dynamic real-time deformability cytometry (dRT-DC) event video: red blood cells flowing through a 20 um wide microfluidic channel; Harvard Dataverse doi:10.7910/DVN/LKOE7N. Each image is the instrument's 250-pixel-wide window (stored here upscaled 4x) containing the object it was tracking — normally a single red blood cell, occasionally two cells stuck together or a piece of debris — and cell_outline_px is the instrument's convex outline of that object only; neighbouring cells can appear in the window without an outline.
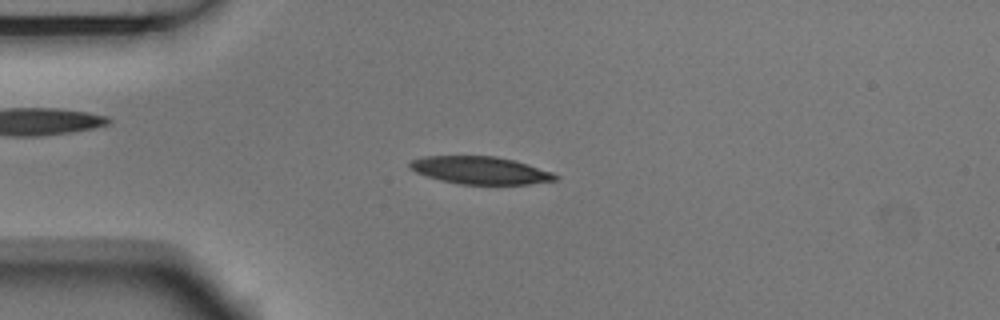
{"species": "Egyptian fruit bat (a non-hibernating species)", "species_latin": "Rousettus aegyptiacus", "temperature_condition": "room temperature", "stored_images_in_passage": 7, "camera_frame_rate_fps": 3000, "um_per_image_px": 0.085, "animal": {"sex": "male"}, "frame": {"image": 1, "passage_image": 2, "time_ms": 0.333, "image_size_px": [1000, 320], "cell_outline_px": [[560, 176], [556, 180], [528, 184], [460, 184], [440, 180], [416, 172], [408, 168], [408, 164], [412, 160], [424, 156], [496, 156], [512, 160], [552, 172]], "centroid_in_image_um": [40.79, 14.47], "position_along_channel_um": 44.2, "area_um2": 23.18}}
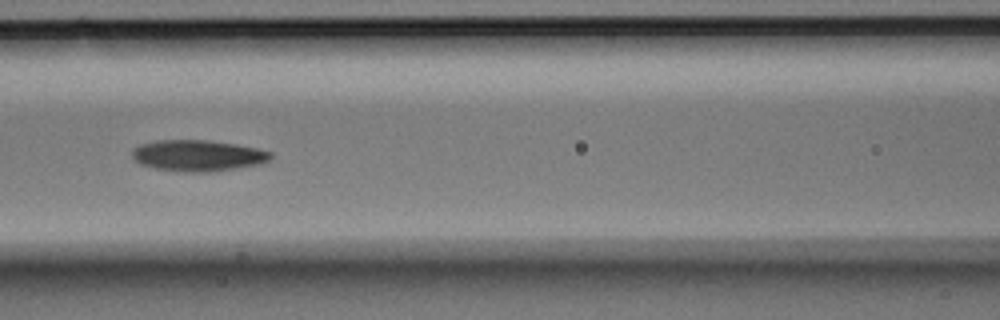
{"frame": {"image": 2, "passage_image": 5, "time_ms": 1.333, "image_size_px": [1000, 320], "cell_outline_px": [[272, 156], [268, 160], [260, 164], [212, 172], [184, 172], [156, 168], [140, 164], [132, 156], [132, 148], [140, 144], [156, 140], [208, 140], [236, 144], [256, 148], [272, 152]], "centroid_in_image_um": [16.81, 13.22], "position_along_channel_um": 149.8, "area_um2": 25.2}}
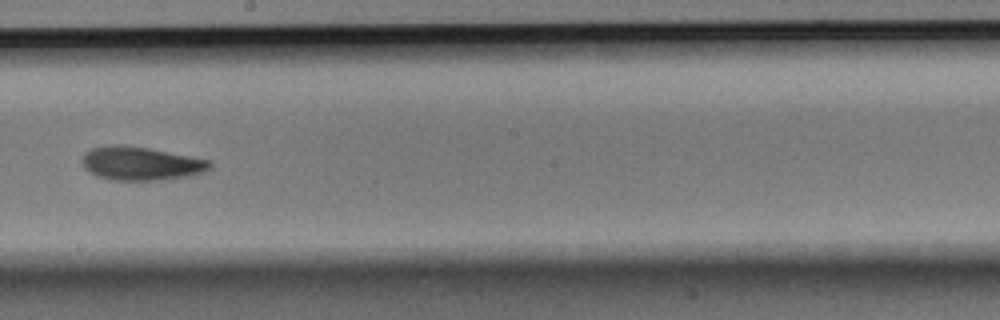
{"frame": {"image": 3, "passage_image": 7, "time_ms": 2.0, "image_size_px": [1000, 320], "cell_outline_px": [[212, 168], [188, 176], [160, 180], [108, 180], [96, 176], [88, 172], [84, 168], [80, 160], [84, 152], [92, 148], [108, 144], [124, 144], [148, 148], [212, 160]], "centroid_in_image_um": [11.91, 13.88], "position_along_channel_um": 236.3, "area_um2": 25.37}}